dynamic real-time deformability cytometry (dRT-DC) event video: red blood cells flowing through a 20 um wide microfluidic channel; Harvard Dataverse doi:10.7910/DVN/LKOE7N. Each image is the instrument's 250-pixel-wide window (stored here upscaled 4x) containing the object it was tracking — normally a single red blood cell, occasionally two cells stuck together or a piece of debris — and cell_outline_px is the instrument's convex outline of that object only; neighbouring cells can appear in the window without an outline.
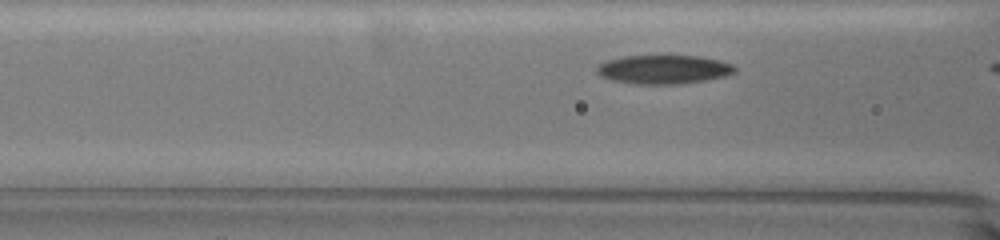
{"species": "common noctule bat (a hibernating species)", "species_latin": "Nyctalus noctula", "temperature_condition": "warm", "stored_images_in_passage": 7, "camera_frame_rate_fps": 3000, "um_per_image_px": 0.085, "animal": {"sex": "female", "body_mass_g": 19.5, "forearm_length_mm": 54.1}, "frame": {"image": 1, "passage_image": 5, "time_ms": 1.333, "image_size_px": [1000, 240], "cell_outline_px": [[736, 72], [724, 76], [704, 80], [676, 84], [636, 84], [612, 80], [600, 76], [596, 72], [596, 68], [600, 64], [608, 60], [624, 56], [700, 56], [720, 60], [732, 64], [736, 68]], "centroid_in_image_um": [56.41, 5.9], "position_along_channel_um": 110.2, "area_um2": 23.06}}